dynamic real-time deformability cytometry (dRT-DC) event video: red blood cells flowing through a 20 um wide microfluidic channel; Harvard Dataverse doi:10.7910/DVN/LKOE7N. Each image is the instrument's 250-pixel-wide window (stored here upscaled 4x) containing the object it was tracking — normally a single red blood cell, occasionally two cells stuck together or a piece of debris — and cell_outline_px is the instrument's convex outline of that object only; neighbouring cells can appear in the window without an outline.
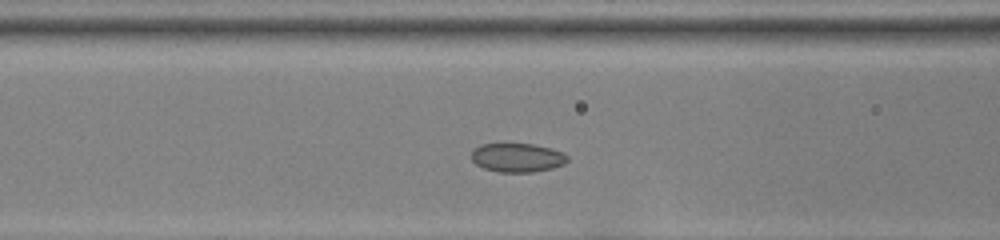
{"species": "common noctule bat (a hibernating species)", "species_latin": "Nyctalus noctula", "temperature_condition": "room temperature", "stored_images_in_passage": 34, "camera_frame_rate_fps": 3000, "um_per_image_px": 0.085, "animal": {"sex": "female", "body_mass_g": 22.0, "forearm_length_mm": 56.7}, "frame": {"image": 1, "passage_image": 10, "time_ms": 3.0, "image_size_px": [1000, 240], "cell_outline_px": [[568, 160], [564, 164], [552, 168], [532, 172], [496, 172], [484, 168], [476, 164], [472, 160], [472, 152], [480, 144], [532, 144], [564, 152], [568, 156]], "centroid_in_image_um": [43.98, 13.4], "position_along_channel_um": 122.6, "area_um2": 16.07}}
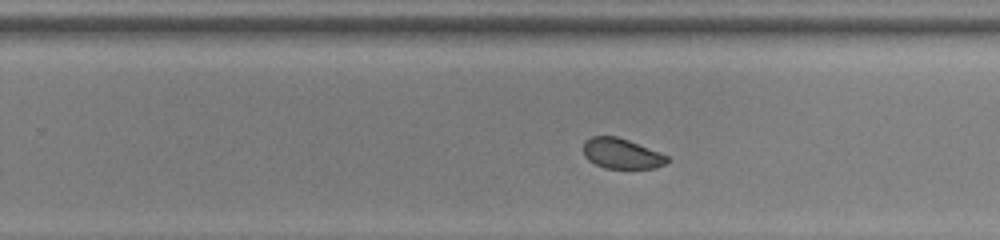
{"frame": {"image": 2, "passage_image": 22, "time_ms": 7.0, "image_size_px": [1000, 240], "cell_outline_px": [[668, 160], [664, 164], [656, 168], [604, 168], [588, 160], [584, 156], [584, 140], [592, 136], [616, 136], [628, 140], [660, 152], [668, 156]], "centroid_in_image_um": [52.82, 13.05], "position_along_channel_um": 277.0, "area_um2": 14.74}}
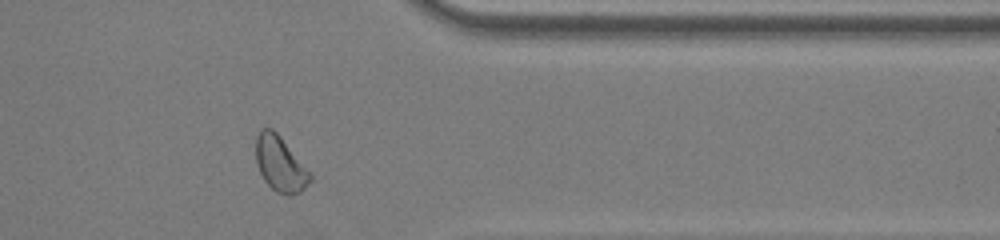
{"frame": {"image": 3, "passage_image": 31, "time_ms": 10.0, "image_size_px": [1000, 240], "cell_outline_px": [[312, 180], [300, 192], [288, 196], [276, 192], [264, 180], [256, 164], [256, 136], [260, 128], [272, 128], [280, 136], [312, 172]], "centroid_in_image_um": [23.83, 13.93], "position_along_channel_um": 387.6, "area_um2": 17.69}, "authors_computed_cell_mechanics": {"area_um2": 16.184, "velocity_mm_per_s": 3.8767, "shape_relaxation_time_tau1_ms": 3.3233, "shape_relaxation_time_tau2_ms": 3.6874, "deformation_change_tau1": 0.0597, "deformation_change_tau2": 0.0673}}